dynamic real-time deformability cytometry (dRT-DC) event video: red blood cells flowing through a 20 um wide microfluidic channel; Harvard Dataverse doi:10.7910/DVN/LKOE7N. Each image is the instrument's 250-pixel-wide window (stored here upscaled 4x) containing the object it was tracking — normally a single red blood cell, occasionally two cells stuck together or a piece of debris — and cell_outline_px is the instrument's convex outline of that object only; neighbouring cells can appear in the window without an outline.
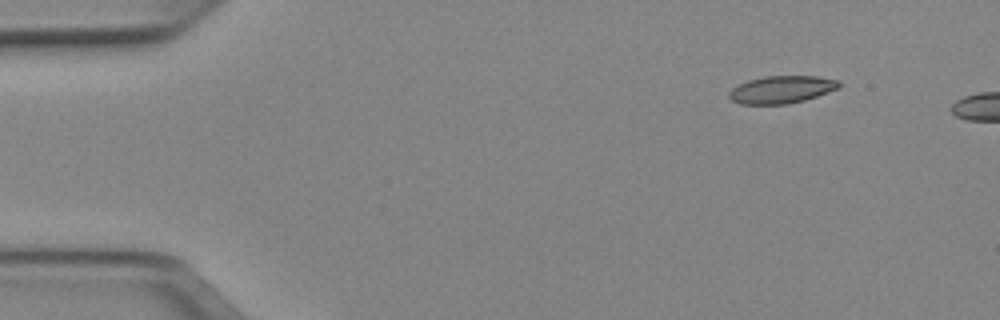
{"species": "Egyptian fruit bat (a non-hibernating species)", "species_latin": "Rousettus aegyptiacus", "temperature_condition": "cold", "stored_images_in_passage": 4, "camera_frame_rate_fps": 3000, "um_per_image_px": 0.085, "animal": {"sex": "female"}, "frame": {"image": 1, "passage_image": 1, "time_ms": 0.0, "image_size_px": [1000, 320], "cell_outline_px": [[840, 88], [804, 100], [788, 104], [740, 104], [732, 100], [728, 96], [728, 92], [732, 88], [748, 80], [764, 76], [816, 76], [840, 80]], "centroid_in_image_um": [66.44, 7.61], "position_along_channel_um": 18.6, "area_um2": 17.63}}